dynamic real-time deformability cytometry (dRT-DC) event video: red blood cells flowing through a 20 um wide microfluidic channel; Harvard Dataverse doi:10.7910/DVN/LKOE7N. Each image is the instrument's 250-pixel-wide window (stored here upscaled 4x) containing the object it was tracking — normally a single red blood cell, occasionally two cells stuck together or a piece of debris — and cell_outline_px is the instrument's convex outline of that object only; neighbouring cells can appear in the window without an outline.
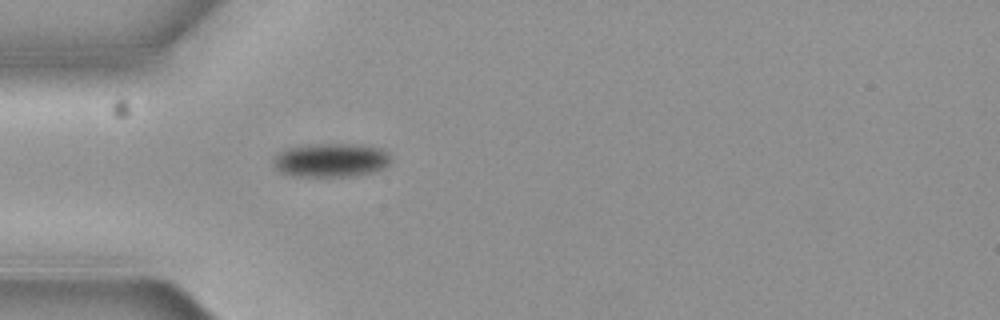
{"species": "common noctule bat (a hibernating species)", "species_latin": "Nyctalus noctula", "temperature_condition": "cold", "stored_images_in_passage": 4, "camera_frame_rate_fps": 3000, "um_per_image_px": 0.085, "animal": {"sex": "female", "body_mass_g": 19.3, "forearm_length_mm": 54.1}, "frame": {"image": 1, "passage_image": 4, "time_ms": 1.0, "image_size_px": [1000, 320], "cell_outline_px": [[392, 160], [384, 168], [372, 172], [352, 176], [300, 176], [280, 172], [276, 168], [272, 160], [284, 148], [308, 144], [364, 144], [380, 148], [388, 152]], "centroid_in_image_um": [28.16, 13.59], "position_along_channel_um": 56.8, "area_um2": 23.29}}